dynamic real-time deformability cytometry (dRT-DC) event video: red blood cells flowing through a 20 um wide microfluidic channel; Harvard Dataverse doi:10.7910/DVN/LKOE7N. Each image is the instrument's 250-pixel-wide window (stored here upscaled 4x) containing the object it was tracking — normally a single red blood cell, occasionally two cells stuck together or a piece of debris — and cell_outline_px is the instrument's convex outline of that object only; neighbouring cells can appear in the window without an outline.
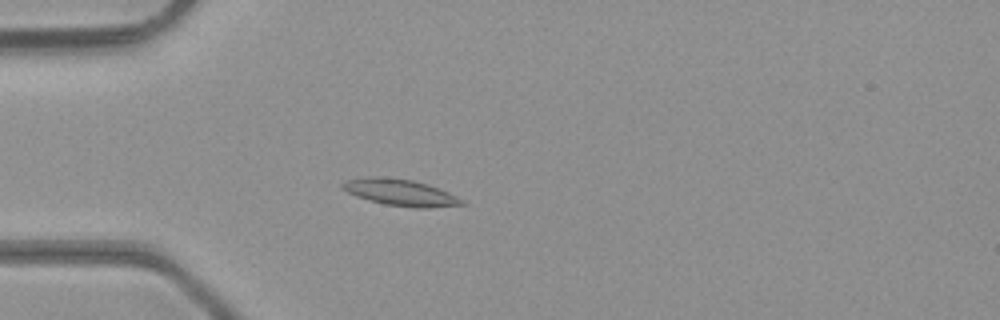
{"species": "common noctule bat (a hibernating species)", "species_latin": "Nyctalus noctula", "temperature_condition": "room temperature", "stored_images_in_passage": 4, "camera_frame_rate_fps": 3000, "um_per_image_px": 0.085, "animal": {"sex": "male", "body_mass_g": 23.1, "forearm_length_mm": 52.7}, "frame": {"image": 1, "passage_image": 4, "time_ms": 1.0, "image_size_px": [1000, 320], "cell_outline_px": [[468, 204], [428, 208], [416, 208], [384, 204], [368, 200], [356, 196], [340, 188], [340, 184], [344, 180], [368, 176], [380, 176], [412, 180], [428, 184], [448, 192], [464, 200]], "centroid_in_image_um": [34.0, 16.35], "position_along_channel_um": 51.0, "area_um2": 18.67}}